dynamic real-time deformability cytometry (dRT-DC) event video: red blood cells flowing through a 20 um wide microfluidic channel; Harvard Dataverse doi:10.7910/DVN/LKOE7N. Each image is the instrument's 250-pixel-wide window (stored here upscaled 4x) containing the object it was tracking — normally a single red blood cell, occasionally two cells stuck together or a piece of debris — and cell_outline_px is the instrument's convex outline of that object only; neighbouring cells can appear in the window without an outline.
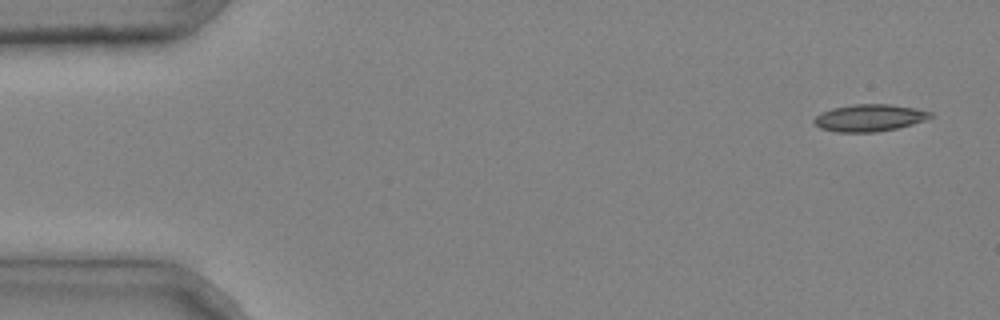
{"species": "common noctule bat (a hibernating species)", "species_latin": "Nyctalus noctula", "temperature_condition": "cold", "stored_images_in_passage": 7, "camera_frame_rate_fps": 3000, "um_per_image_px": 0.085, "animal": {"sex": "male", "body_mass_g": 20.4}, "frame": {"image": 1, "passage_image": 1, "time_ms": 0.0, "image_size_px": [1000, 320], "cell_outline_px": [[936, 116], [912, 124], [896, 128], [876, 132], [836, 132], [820, 128], [812, 120], [820, 112], [832, 108], [856, 104], [888, 104], [912, 108], [932, 112]], "centroid_in_image_um": [73.89, 10.02], "position_along_channel_um": 11.1, "area_um2": 18.26}}